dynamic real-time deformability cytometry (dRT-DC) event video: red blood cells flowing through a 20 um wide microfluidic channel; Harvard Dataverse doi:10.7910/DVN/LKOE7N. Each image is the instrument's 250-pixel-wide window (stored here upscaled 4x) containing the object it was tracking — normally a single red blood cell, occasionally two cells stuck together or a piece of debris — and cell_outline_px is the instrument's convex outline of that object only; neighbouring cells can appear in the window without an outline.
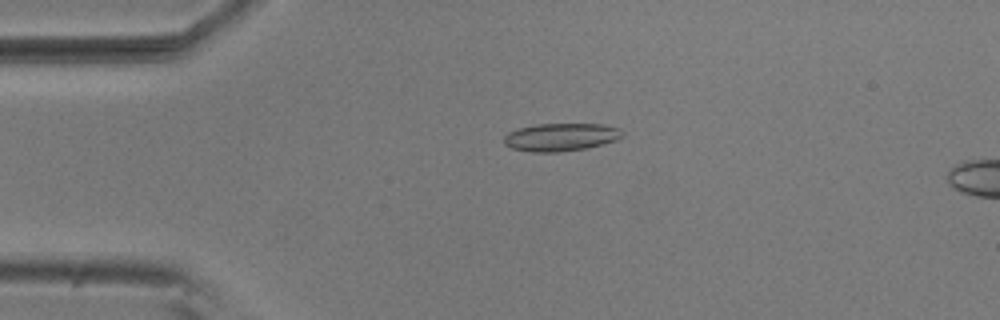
{"species": "common noctule bat (a hibernating species)", "species_latin": "Nyctalus noctula", "temperature_condition": "room temperature", "stored_images_in_passage": 54, "camera_frame_rate_fps": 3000, "um_per_image_px": 0.085, "animal": {"sex": "male", "body_mass_g": 20.5, "forearm_length_mm": 52.5}, "frame": {"image": 1, "passage_image": 12, "time_ms": 3.667, "image_size_px": [1000, 320], "cell_outline_px": [[624, 136], [616, 140], [604, 144], [584, 148], [560, 152], [532, 152], [512, 148], [504, 144], [504, 136], [508, 132], [520, 128], [536, 124], [604, 124], [620, 128], [624, 132]], "centroid_in_image_um": [47.7, 11.65], "position_along_channel_um": 37.3, "area_um2": 19.31}}
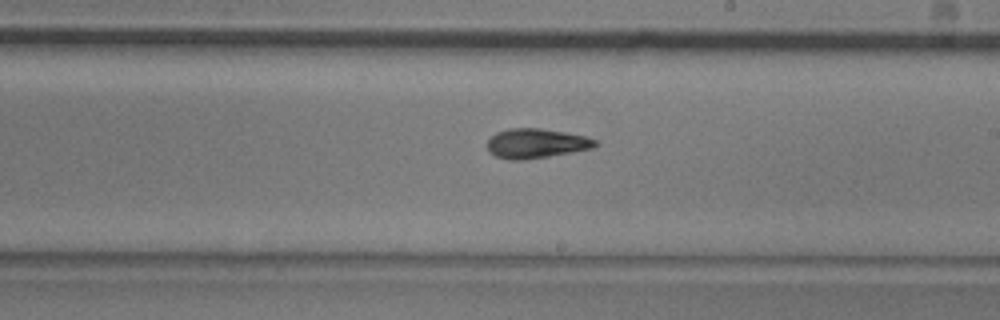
{"frame": {"image": 2, "passage_image": 31, "time_ms": 10.0, "image_size_px": [1000, 320], "cell_outline_px": [[600, 144], [592, 148], [548, 156], [524, 160], [512, 160], [496, 156], [488, 152], [488, 140], [496, 132], [508, 128], [540, 128], [564, 132], [584, 136], [596, 140]], "centroid_in_image_um": [45.55, 12.18], "position_along_channel_um": 243.4, "area_um2": 18.5}}
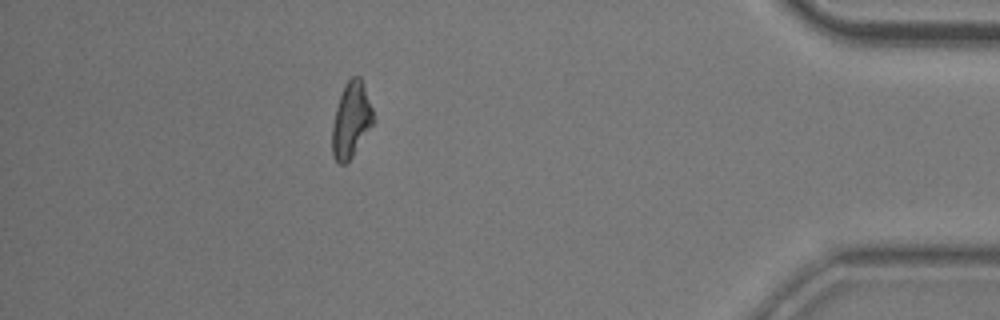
{"frame": {"image": 3, "passage_image": 48, "time_ms": 15.667, "image_size_px": [1000, 320], "cell_outline_px": [[376, 120], [352, 156], [344, 164], [340, 164], [332, 156], [332, 124], [336, 108], [340, 96], [348, 80], [352, 76], [360, 76], [372, 108]], "centroid_in_image_um": [29.85, 10.21], "position_along_channel_um": 405.3, "area_um2": 17.86}, "authors_computed_cell_mechanics": {"area_um2": 18.3804, "velocity_mm_per_s": 3.7135, "shape_relaxation_time_tau1_ms": 5.1858, "shape_relaxation_time_tau2_ms": 4.3084, "deformation_change_tau1": 0.1576, "deformation_change_tau2": 0.1274}}